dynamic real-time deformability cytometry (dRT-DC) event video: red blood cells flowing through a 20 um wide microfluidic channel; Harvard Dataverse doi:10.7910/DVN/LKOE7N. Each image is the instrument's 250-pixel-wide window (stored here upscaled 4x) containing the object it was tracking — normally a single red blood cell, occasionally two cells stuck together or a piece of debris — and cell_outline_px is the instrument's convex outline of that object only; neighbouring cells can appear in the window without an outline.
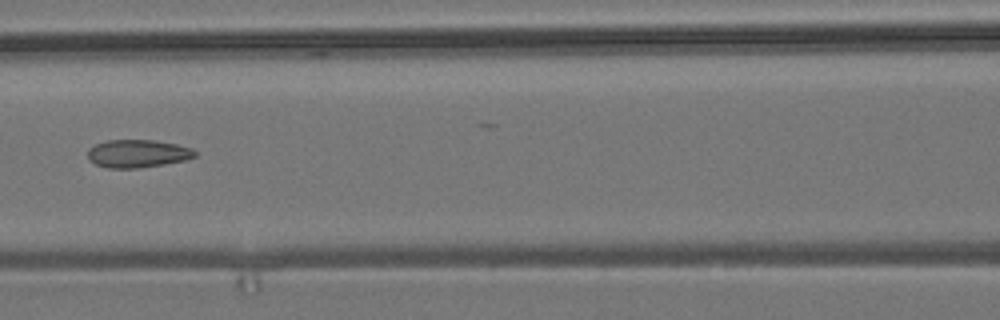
{"species": "common noctule bat (a hibernating species)", "species_latin": "Nyctalus noctula", "temperature_condition": "room temperature", "stored_images_in_passage": 6, "camera_frame_rate_fps": 3000, "um_per_image_px": 0.085, "animal": {"sex": "male", "body_mass_g": 19.2, "forearm_length_mm": 51.8}, "frame": {"image": 1, "passage_image": 5, "time_ms": 4.667, "image_size_px": [1000, 320], "cell_outline_px": [[196, 156], [184, 160], [164, 164], [136, 168], [108, 168], [96, 164], [88, 160], [88, 148], [96, 144], [108, 140], [152, 140], [176, 144], [192, 148], [196, 152]], "centroid_in_image_um": [11.68, 13.05], "position_along_channel_um": 154.9, "area_um2": 17.34}}
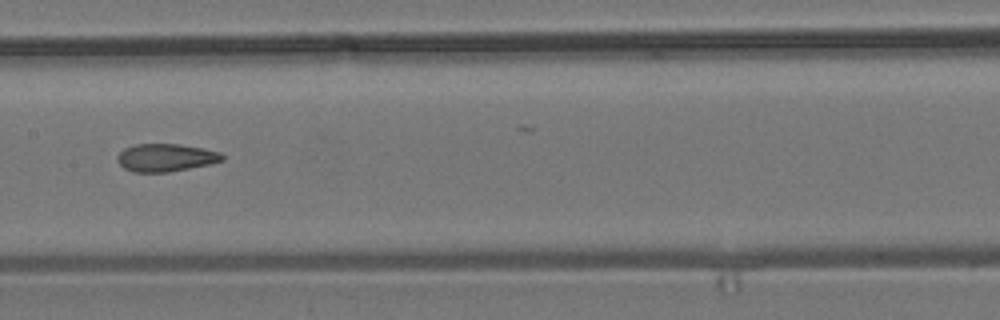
{"frame": {"image": 2, "passage_image": 6, "time_ms": 5.667, "image_size_px": [1000, 320], "cell_outline_px": [[224, 160], [208, 164], [168, 172], [132, 172], [124, 168], [116, 160], [116, 156], [124, 148], [136, 144], [180, 144], [204, 148], [220, 152], [224, 156]], "centroid_in_image_um": [14.06, 13.39], "position_along_channel_um": 193.3, "area_um2": 16.99}}